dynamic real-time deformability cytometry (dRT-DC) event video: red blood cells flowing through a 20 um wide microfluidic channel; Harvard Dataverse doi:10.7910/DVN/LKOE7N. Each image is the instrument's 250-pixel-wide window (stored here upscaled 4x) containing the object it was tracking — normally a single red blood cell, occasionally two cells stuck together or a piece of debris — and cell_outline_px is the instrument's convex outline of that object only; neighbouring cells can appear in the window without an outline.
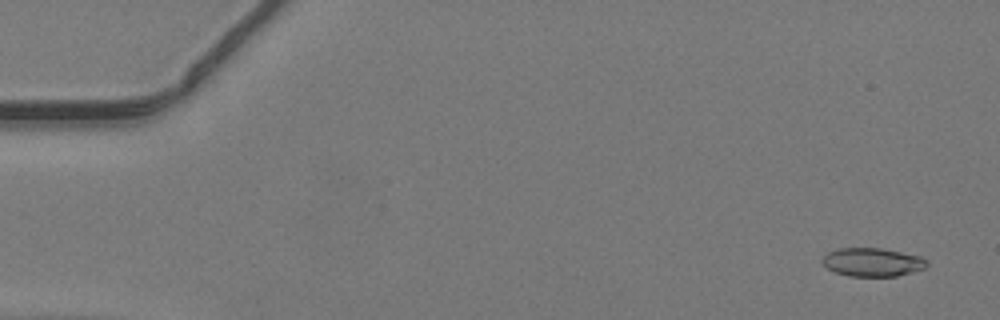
{"species": "common noctule bat (a hibernating species)", "species_latin": "Nyctalus noctula", "temperature_condition": "warm", "stored_images_in_passage": 48, "camera_frame_rate_fps": 3000, "um_per_image_px": 0.085, "animal": {"sex": "male", "body_mass_g": 19.2, "forearm_length_mm": 51.8}, "frame": {"image": 1, "passage_image": 3, "time_ms": 0.667, "image_size_px": [1000, 320], "cell_outline_px": [[928, 264], [924, 268], [896, 276], [848, 276], [836, 272], [828, 268], [820, 260], [828, 252], [840, 248], [880, 248], [920, 256], [928, 260]], "centroid_in_image_um": [74.15, 22.28], "position_along_channel_um": 10.9, "area_um2": 17.17}}
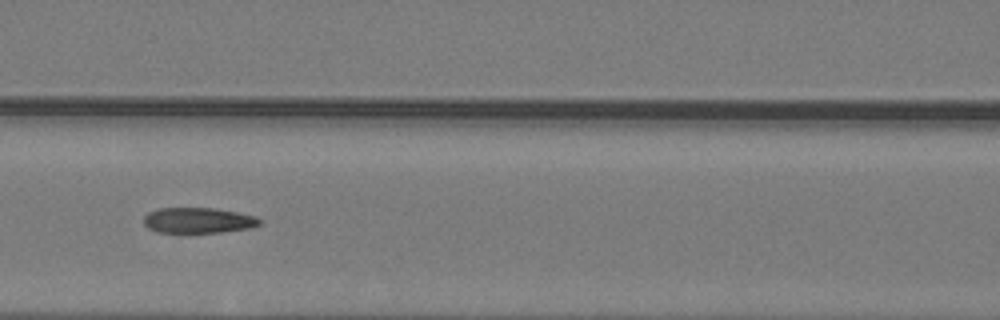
{"frame": {"image": 2, "passage_image": 22, "time_ms": 7.0, "image_size_px": [1000, 320], "cell_outline_px": [[260, 224], [248, 228], [220, 232], [156, 232], [148, 228], [144, 224], [144, 216], [148, 212], [156, 208], [212, 208], [236, 212], [256, 216], [260, 220]], "centroid_in_image_um": [16.8, 18.72], "position_along_channel_um": 149.8, "area_um2": 17.11}}
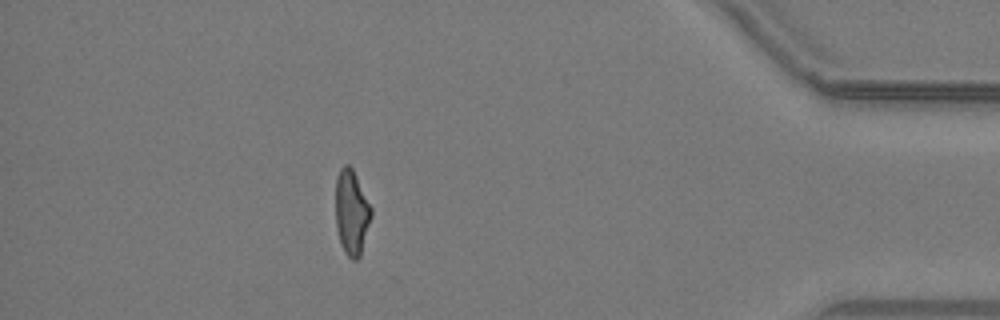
{"frame": {"image": 3, "passage_image": 43, "time_ms": 14.0, "image_size_px": [1000, 320], "cell_outline_px": [[372, 216], [360, 256], [356, 260], [352, 260], [344, 252], [340, 244], [336, 228], [336, 176], [340, 168], [344, 164], [348, 164], [352, 168], [372, 208]], "centroid_in_image_um": [29.88, 18.06], "position_along_channel_um": 405.3, "area_um2": 17.74}}